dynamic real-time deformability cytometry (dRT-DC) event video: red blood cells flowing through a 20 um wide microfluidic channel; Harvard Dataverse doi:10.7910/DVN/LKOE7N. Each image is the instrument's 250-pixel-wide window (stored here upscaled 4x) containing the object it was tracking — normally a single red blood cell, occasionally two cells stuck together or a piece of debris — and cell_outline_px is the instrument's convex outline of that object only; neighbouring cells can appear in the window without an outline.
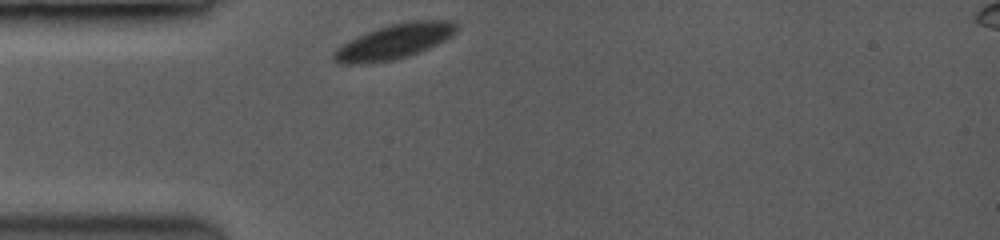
{"species": "common noctule bat (a hibernating species)", "species_latin": "Nyctalus noctula", "temperature_condition": "room temperature", "stored_images_in_passage": 4, "camera_frame_rate_fps": 3500, "um_per_image_px": 0.085, "animal": {"sex": "female", "body_mass_g": 19.0, "forearm_length_mm": 53.3}, "frame": {"image": 1, "passage_image": 1, "time_ms": 0.0, "image_size_px": [1000, 240], "cell_outline_px": [[460, 28], [452, 36], [428, 48], [408, 56], [392, 60], [352, 64], [340, 64], [332, 60], [332, 52], [336, 48], [348, 40], [376, 28], [408, 20], [456, 20], [460, 24]], "centroid_in_image_um": [33.54, 3.5], "position_along_channel_um": 51.5, "area_um2": 25.14}}
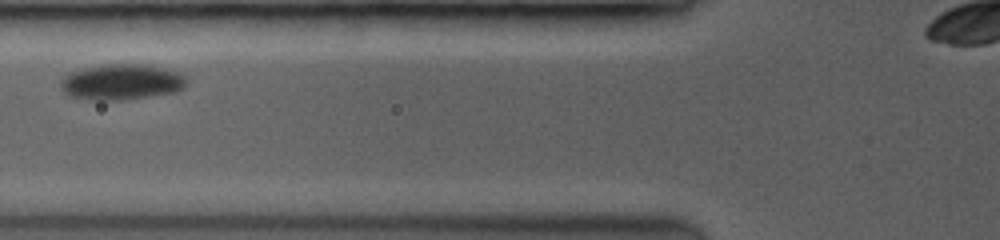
{"frame": {"image": 2, "passage_image": 3, "time_ms": 2.0, "image_size_px": [1000, 240], "cell_outline_px": [[184, 84], [180, 88], [172, 92], [108, 100], [72, 96], [64, 92], [60, 84], [60, 80], [64, 76], [72, 72], [84, 68], [104, 64], [144, 64], [164, 68], [180, 72], [184, 76]], "centroid_in_image_um": [10.29, 6.92], "position_along_channel_um": 115.5, "area_um2": 25.14}}